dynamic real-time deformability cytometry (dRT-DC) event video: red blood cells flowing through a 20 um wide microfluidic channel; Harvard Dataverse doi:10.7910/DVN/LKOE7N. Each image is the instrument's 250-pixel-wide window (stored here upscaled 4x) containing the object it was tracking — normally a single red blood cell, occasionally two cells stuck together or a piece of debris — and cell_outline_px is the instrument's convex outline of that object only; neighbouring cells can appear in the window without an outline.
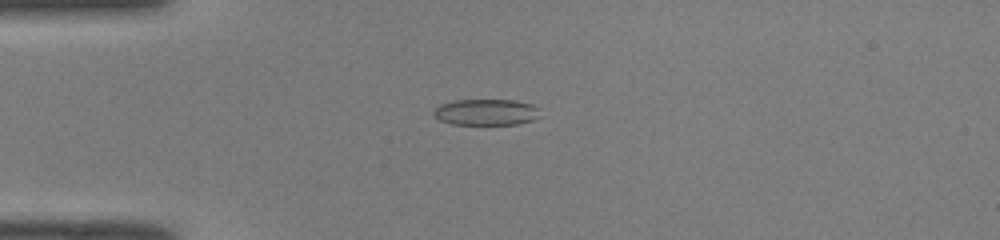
{"species": "common noctule bat (a hibernating species)", "species_latin": "Nyctalus noctula", "temperature_condition": "room temperature", "stored_images_in_passage": 44, "camera_frame_rate_fps": 3000, "um_per_image_px": 0.085, "animal": {"sex": "male", "body_mass_g": 19.0, "forearm_length_mm": 50.8}, "frame": {"image": 1, "passage_image": 7, "time_ms": 2.0, "image_size_px": [1000, 240], "cell_outline_px": [[540, 116], [532, 120], [516, 124], [452, 124], [440, 120], [432, 112], [440, 104], [452, 100], [516, 100], [532, 104], [540, 108]], "centroid_in_image_um": [41.35, 9.52], "position_along_channel_um": 43.7, "area_um2": 16.3}}
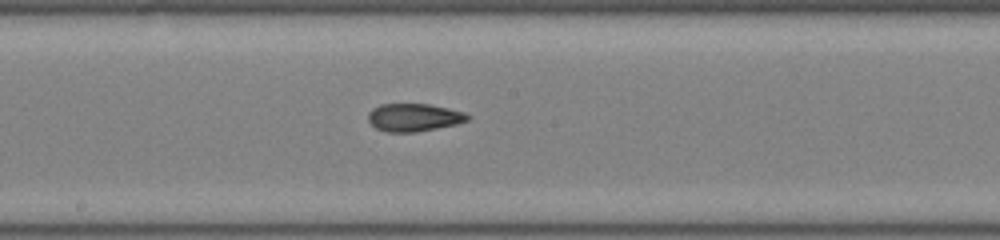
{"frame": {"image": 2, "passage_image": 21, "time_ms": 6.667, "image_size_px": [1000, 240], "cell_outline_px": [[468, 120], [456, 124], [416, 132], [388, 132], [376, 128], [368, 120], [368, 112], [372, 108], [380, 104], [428, 104], [448, 108], [464, 112], [468, 116]], "centroid_in_image_um": [35.14, 9.97], "position_along_channel_um": 213.1, "area_um2": 16.01}}
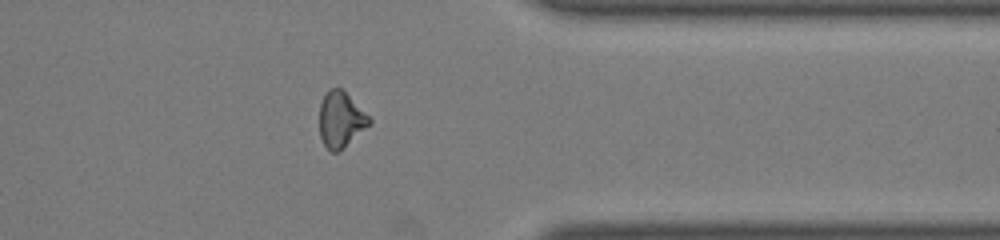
{"frame": {"image": 3, "passage_image": 34, "time_ms": 11.0, "image_size_px": [1000, 240], "cell_outline_px": [[372, 124], [336, 152], [332, 152], [324, 144], [320, 136], [320, 104], [324, 96], [332, 88], [340, 88], [372, 120]], "centroid_in_image_um": [28.96, 10.18], "position_along_channel_um": 382.4, "area_um2": 15.55}, "authors_computed_cell_mechanics": {"area_um2": 16.2707, "velocity_mm_per_s": 4.1089, "shape_relaxation_time_tau1_ms": null, "shape_relaxation_time_tau2_ms": 2.5813, "deformation_change_tau1": null, "deformation_change_tau2": 0.1086}}